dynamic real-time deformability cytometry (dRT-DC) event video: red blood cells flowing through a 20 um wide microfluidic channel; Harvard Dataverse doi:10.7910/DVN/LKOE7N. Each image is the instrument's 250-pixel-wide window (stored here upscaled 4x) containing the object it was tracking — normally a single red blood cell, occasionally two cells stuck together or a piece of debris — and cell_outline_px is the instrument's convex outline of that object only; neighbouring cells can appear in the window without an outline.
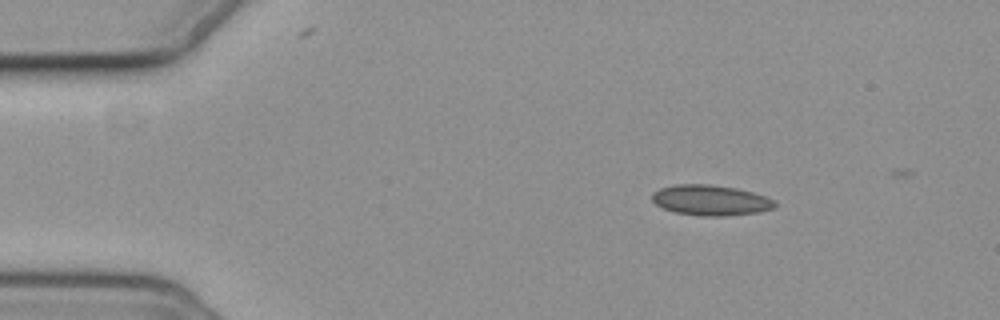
{"species": "common noctule bat (a hibernating species)", "species_latin": "Nyctalus noctula", "temperature_condition": "cold", "stored_images_in_passage": 6, "camera_frame_rate_fps": 3000, "um_per_image_px": 0.085, "animal": {"sex": "female", "body_mass_g": 19.3, "forearm_length_mm": 54.1}, "frame": {"image": 1, "passage_image": 3, "time_ms": 2.333, "image_size_px": [1000, 320], "cell_outline_px": [[776, 208], [756, 212], [724, 216], [704, 216], [676, 212], [664, 208], [656, 204], [652, 200], [652, 192], [660, 188], [676, 184], [708, 184], [736, 188], [752, 192], [776, 200]], "centroid_in_image_um": [60.41, 17.01], "position_along_channel_um": 24.6, "area_um2": 21.68}}